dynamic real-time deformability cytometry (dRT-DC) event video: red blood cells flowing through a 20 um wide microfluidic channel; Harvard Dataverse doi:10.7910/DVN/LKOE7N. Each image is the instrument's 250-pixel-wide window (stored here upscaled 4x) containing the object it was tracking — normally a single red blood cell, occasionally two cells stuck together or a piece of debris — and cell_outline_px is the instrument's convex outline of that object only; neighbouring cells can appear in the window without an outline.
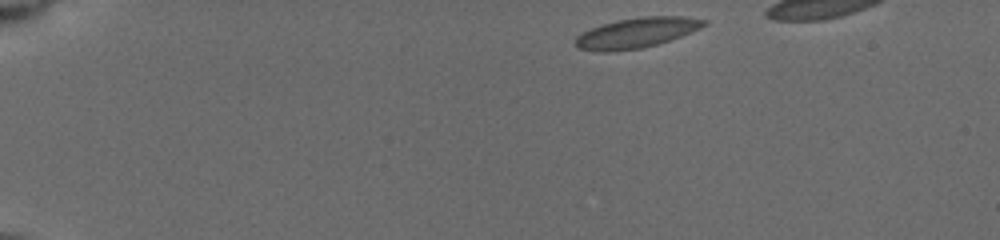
{"species": "common noctule bat (a hibernating species)", "species_latin": "Nyctalus noctula", "temperature_condition": "cold", "stored_images_in_passage": 18, "camera_frame_rate_fps": 3000, "um_per_image_px": 0.085, "animal": {"sex": "female", "body_mass_g": 19.5, "forearm_length_mm": 54.1}, "frame": {"image": 1, "passage_image": 1, "time_ms": 0.0, "image_size_px": [1000, 240], "cell_outline_px": [[708, 24], [700, 28], [680, 36], [656, 44], [640, 48], [608, 52], [600, 52], [580, 48], [576, 44], [576, 36], [592, 28], [604, 24], [620, 20], [644, 16], [680, 16], [708, 20]], "centroid_in_image_um": [54.14, 2.78], "position_along_channel_um": 30.9, "area_um2": 22.08}}
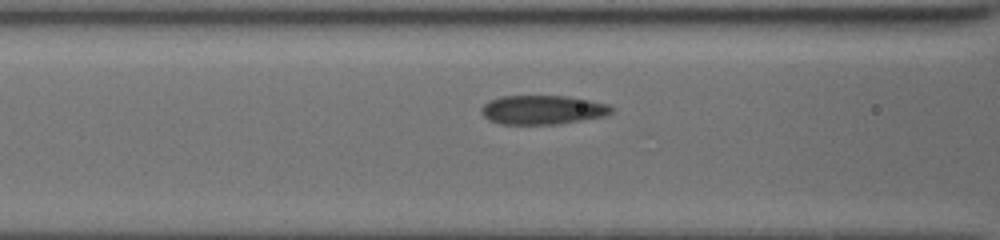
{"frame": {"image": 2, "passage_image": 11, "time_ms": 4.667, "image_size_px": [1000, 240], "cell_outline_px": [[612, 112], [604, 116], [560, 124], [500, 124], [488, 120], [484, 116], [480, 108], [488, 100], [500, 96], [568, 96], [608, 104], [612, 108]], "centroid_in_image_um": [46.08, 9.33], "position_along_channel_um": 120.5, "area_um2": 22.08}}
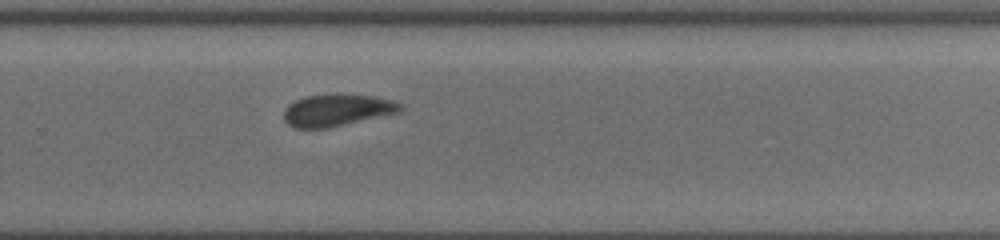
{"frame": {"image": 3, "passage_image": 18, "time_ms": 9.333, "image_size_px": [1000, 240], "cell_outline_px": [[404, 108], [400, 112], [324, 128], [296, 128], [288, 124], [284, 120], [284, 112], [288, 104], [304, 96], [332, 92], [340, 92], [372, 96], [392, 100], [404, 104]], "centroid_in_image_um": [28.65, 9.32], "position_along_channel_um": 301.1, "area_um2": 22.02}}